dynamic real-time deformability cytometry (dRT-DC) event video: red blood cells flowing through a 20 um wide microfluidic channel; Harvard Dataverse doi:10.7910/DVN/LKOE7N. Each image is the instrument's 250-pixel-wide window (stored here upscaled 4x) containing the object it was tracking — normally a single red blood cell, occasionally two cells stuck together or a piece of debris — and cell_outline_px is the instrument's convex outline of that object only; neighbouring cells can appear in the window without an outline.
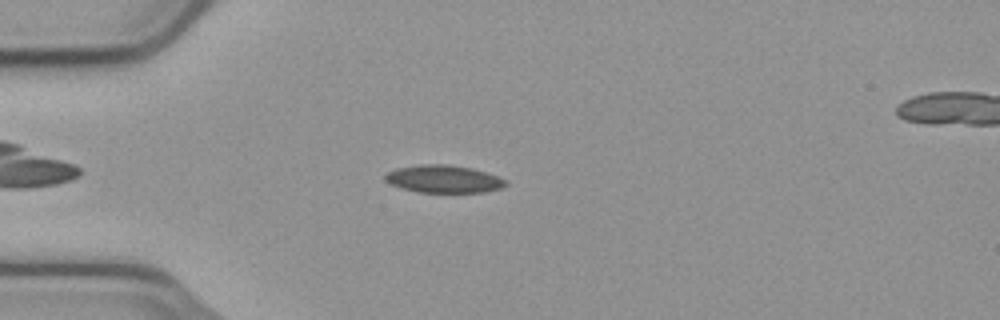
{"species": "common noctule bat (a hibernating species)", "species_latin": "Nyctalus noctula", "temperature_condition": "cold", "stored_images_in_passage": 49, "camera_frame_rate_fps": 3000, "um_per_image_px": 0.085, "animal": {"sex": "male", "body_mass_g": 23.1, "forearm_length_mm": 52.7}, "frame": {"image": 1, "passage_image": 9, "time_ms": 2.667, "image_size_px": [1000, 320], "cell_outline_px": [[508, 184], [500, 188], [484, 192], [416, 192], [400, 188], [384, 180], [384, 176], [388, 172], [396, 168], [420, 164], [448, 164], [472, 168], [496, 176], [504, 180]], "centroid_in_image_um": [37.66, 15.21], "position_along_channel_um": 47.3, "area_um2": 19.31}}
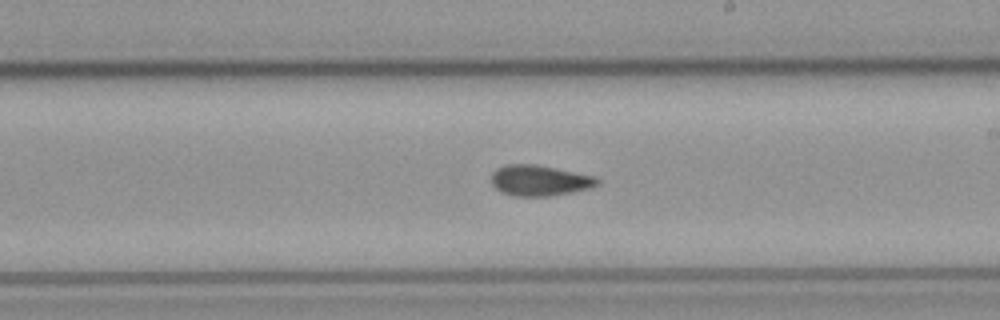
{"frame": {"image": 2, "passage_image": 26, "time_ms": 8.333, "image_size_px": [1000, 320], "cell_outline_px": [[600, 184], [592, 188], [572, 192], [548, 196], [512, 196], [500, 192], [492, 184], [492, 172], [496, 168], [504, 164], [536, 164], [596, 176], [600, 180]], "centroid_in_image_um": [45.87, 15.34], "position_along_channel_um": 243.1, "area_um2": 19.25}}
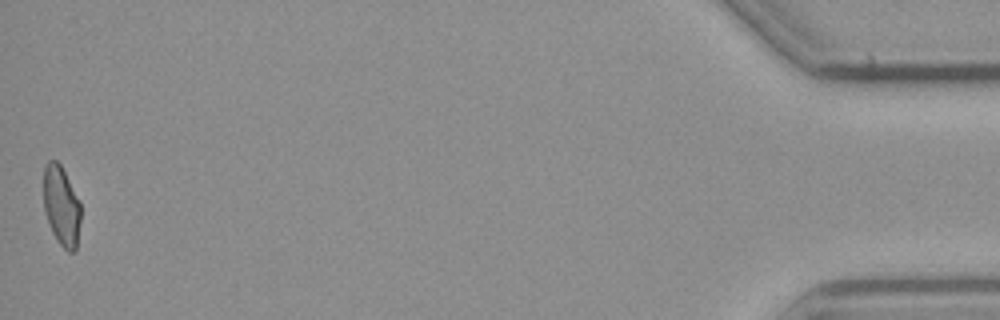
{"frame": {"image": 3, "passage_image": 49, "time_ms": 16.0, "image_size_px": [1000, 320], "cell_outline_px": [[80, 220], [76, 248], [72, 252], [68, 252], [56, 240], [52, 232], [44, 212], [44, 164], [48, 160], [56, 160], [60, 164], [80, 200]], "centroid_in_image_um": [5.21, 17.49], "position_along_channel_um": 430.0, "area_um2": 17.34}, "authors_computed_cell_mechanics": {"area_um2": 18.7272, "velocity_mm_per_s": 3.7364, "shape_relaxation_time_tau1_ms": 6.5386, "shape_relaxation_time_tau2_ms": 2.6354, "deformation_change_tau1": 0.1606, "deformation_change_tau2": 0.0881}}